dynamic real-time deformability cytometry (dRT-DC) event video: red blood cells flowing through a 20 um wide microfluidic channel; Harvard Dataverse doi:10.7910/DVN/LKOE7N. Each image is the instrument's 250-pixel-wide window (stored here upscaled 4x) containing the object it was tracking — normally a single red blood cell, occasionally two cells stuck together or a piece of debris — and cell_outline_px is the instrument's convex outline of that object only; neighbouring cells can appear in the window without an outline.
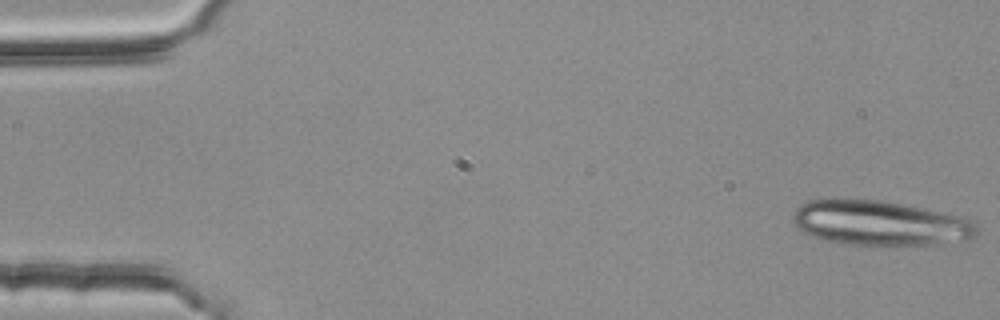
{"species": "common noctule bat (a hibernating species)", "species_latin": "Nyctalus noctula", "temperature_condition": "room temperature", "stored_images_in_passage": 5, "camera_frame_rate_fps": 3000, "um_per_image_px": 0.085, "animal": {"sex": "female", "body_mass_g": 25.1}, "frame": {"image": 1, "passage_image": 1, "time_ms": 0.0, "image_size_px": [1000, 320], "cell_outline_px": [[976, 236], [968, 240], [936, 244], [852, 244], [828, 240], [812, 236], [800, 232], [796, 228], [792, 220], [792, 212], [800, 204], [808, 200], [832, 196], [836, 196], [880, 200], [904, 204], [964, 216], [972, 220], [976, 224]], "centroid_in_image_um": [74.73, 18.9], "position_along_channel_um": 10.3, "area_um2": 48.96}}
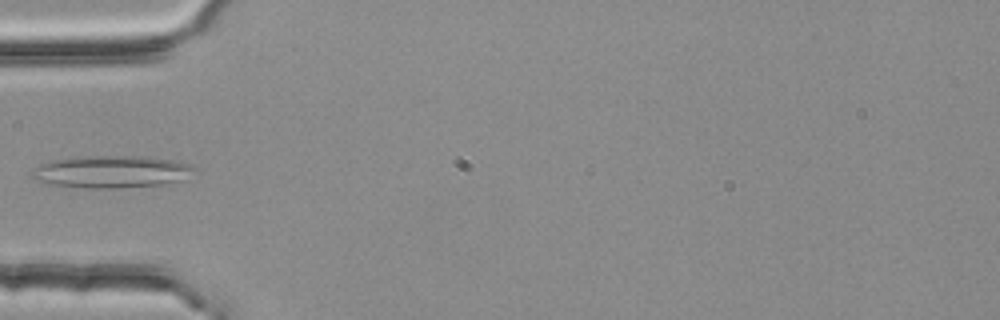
{"frame": {"image": 2, "passage_image": 5, "time_ms": 1.333, "image_size_px": [1000, 320], "cell_outline_px": [[196, 168], [180, 180], [164, 184], [116, 188], [84, 188], [48, 184], [36, 180], [32, 176], [32, 172], [40, 164], [48, 160], [76, 156], [148, 156], [176, 160], [188, 164]], "centroid_in_image_um": [9.42, 14.58], "position_along_channel_um": 75.6, "area_um2": 30.63}}